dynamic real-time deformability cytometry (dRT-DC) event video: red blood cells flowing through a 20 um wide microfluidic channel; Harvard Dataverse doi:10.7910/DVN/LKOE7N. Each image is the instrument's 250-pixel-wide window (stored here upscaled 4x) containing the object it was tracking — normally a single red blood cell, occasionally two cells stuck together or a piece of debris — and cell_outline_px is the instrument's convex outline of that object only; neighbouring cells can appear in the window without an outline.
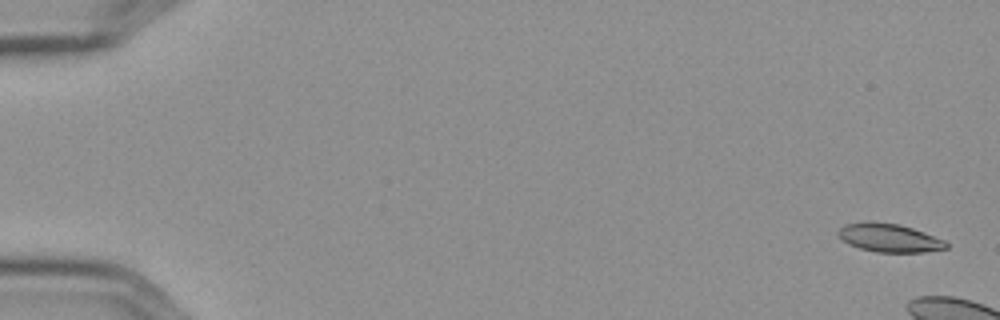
{"species": "Egyptian fruit bat (a non-hibernating species)", "species_latin": "Rousettus aegyptiacus", "temperature_condition": "cold", "stored_images_in_passage": 9, "camera_frame_rate_fps": 3000, "um_per_image_px": 0.085, "frame": {"image": 1, "passage_image": 2, "time_ms": 0.333, "image_size_px": [1000, 320], "cell_outline_px": [[948, 248], [924, 252], [876, 252], [860, 248], [848, 244], [836, 232], [844, 224], [864, 220], [868, 220], [900, 224], [912, 228], [944, 240], [948, 244]], "centroid_in_image_um": [75.55, 20.19], "position_along_channel_um": 9.4, "area_um2": 17.98}}